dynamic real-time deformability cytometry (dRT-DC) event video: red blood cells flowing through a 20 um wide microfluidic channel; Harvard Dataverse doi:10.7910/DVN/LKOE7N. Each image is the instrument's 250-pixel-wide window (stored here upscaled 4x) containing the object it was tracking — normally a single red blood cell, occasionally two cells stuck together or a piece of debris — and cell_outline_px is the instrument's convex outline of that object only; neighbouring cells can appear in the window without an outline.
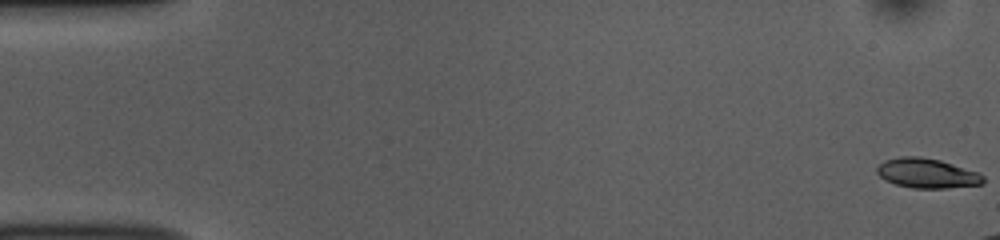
{"species": "common noctule bat (a hibernating species)", "species_latin": "Nyctalus noctula", "temperature_condition": "room temperature", "stored_images_in_passage": 12, "camera_frame_rate_fps": 3000, "um_per_image_px": 0.085, "animal": {"sex": "female", "body_mass_g": 10.0, "forearm_length_mm": 53.1}, "frame": {"image": 1, "passage_image": 1, "time_ms": 0.0, "image_size_px": [1000, 240], "cell_outline_px": [[984, 184], [948, 188], [912, 188], [896, 184], [880, 176], [876, 172], [876, 168], [884, 160], [900, 156], [920, 156], [940, 160], [980, 172], [984, 176]], "centroid_in_image_um": [78.83, 14.72], "position_along_channel_um": 6.2, "area_um2": 18.5}}